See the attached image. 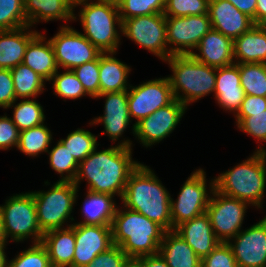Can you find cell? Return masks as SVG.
I'll use <instances>...</instances> for the list:
<instances>
[{
  "label": "cell",
  "mask_w": 266,
  "mask_h": 267,
  "mask_svg": "<svg viewBox=\"0 0 266 267\" xmlns=\"http://www.w3.org/2000/svg\"><path fill=\"white\" fill-rule=\"evenodd\" d=\"M97 150L98 147L78 164L73 183L80 190L81 182L86 181V190L121 200L128 177L140 161L133 159V149L116 144Z\"/></svg>",
  "instance_id": "1"
},
{
  "label": "cell",
  "mask_w": 266,
  "mask_h": 267,
  "mask_svg": "<svg viewBox=\"0 0 266 267\" xmlns=\"http://www.w3.org/2000/svg\"><path fill=\"white\" fill-rule=\"evenodd\" d=\"M171 196L152 168L140 162L128 177L121 204L170 231L173 230Z\"/></svg>",
  "instance_id": "2"
},
{
  "label": "cell",
  "mask_w": 266,
  "mask_h": 267,
  "mask_svg": "<svg viewBox=\"0 0 266 267\" xmlns=\"http://www.w3.org/2000/svg\"><path fill=\"white\" fill-rule=\"evenodd\" d=\"M78 20L82 34L102 53H118L122 22L116 0H74L73 22Z\"/></svg>",
  "instance_id": "3"
},
{
  "label": "cell",
  "mask_w": 266,
  "mask_h": 267,
  "mask_svg": "<svg viewBox=\"0 0 266 267\" xmlns=\"http://www.w3.org/2000/svg\"><path fill=\"white\" fill-rule=\"evenodd\" d=\"M164 233L160 225L143 214L118 205L111 224L112 242L129 258L159 254Z\"/></svg>",
  "instance_id": "4"
},
{
  "label": "cell",
  "mask_w": 266,
  "mask_h": 267,
  "mask_svg": "<svg viewBox=\"0 0 266 267\" xmlns=\"http://www.w3.org/2000/svg\"><path fill=\"white\" fill-rule=\"evenodd\" d=\"M215 189L263 210L266 188V164L261 152L253 151L239 164L218 174Z\"/></svg>",
  "instance_id": "5"
},
{
  "label": "cell",
  "mask_w": 266,
  "mask_h": 267,
  "mask_svg": "<svg viewBox=\"0 0 266 267\" xmlns=\"http://www.w3.org/2000/svg\"><path fill=\"white\" fill-rule=\"evenodd\" d=\"M164 63L172 71L167 77L175 99L187 108L203 97H214L217 68L197 61L191 54L172 55Z\"/></svg>",
  "instance_id": "6"
},
{
  "label": "cell",
  "mask_w": 266,
  "mask_h": 267,
  "mask_svg": "<svg viewBox=\"0 0 266 267\" xmlns=\"http://www.w3.org/2000/svg\"><path fill=\"white\" fill-rule=\"evenodd\" d=\"M31 192L36 205L38 224L43 233L67 228L75 222L72 213L77 205L79 189L73 182L57 180L47 191Z\"/></svg>",
  "instance_id": "7"
},
{
  "label": "cell",
  "mask_w": 266,
  "mask_h": 267,
  "mask_svg": "<svg viewBox=\"0 0 266 267\" xmlns=\"http://www.w3.org/2000/svg\"><path fill=\"white\" fill-rule=\"evenodd\" d=\"M0 214L7 244L23 243L30 239L32 244L41 243L44 233L38 224L36 205L31 191L7 197L4 204L0 205Z\"/></svg>",
  "instance_id": "8"
},
{
  "label": "cell",
  "mask_w": 266,
  "mask_h": 267,
  "mask_svg": "<svg viewBox=\"0 0 266 267\" xmlns=\"http://www.w3.org/2000/svg\"><path fill=\"white\" fill-rule=\"evenodd\" d=\"M204 168L195 169L184 181L177 198L171 197L173 230L180 224L206 212L215 189V178L208 180Z\"/></svg>",
  "instance_id": "9"
},
{
  "label": "cell",
  "mask_w": 266,
  "mask_h": 267,
  "mask_svg": "<svg viewBox=\"0 0 266 267\" xmlns=\"http://www.w3.org/2000/svg\"><path fill=\"white\" fill-rule=\"evenodd\" d=\"M121 32L123 37L163 62L172 56L168 51L166 16L163 13L124 19Z\"/></svg>",
  "instance_id": "10"
},
{
  "label": "cell",
  "mask_w": 266,
  "mask_h": 267,
  "mask_svg": "<svg viewBox=\"0 0 266 267\" xmlns=\"http://www.w3.org/2000/svg\"><path fill=\"white\" fill-rule=\"evenodd\" d=\"M175 100L167 76L143 81L128 89V109L132 124L130 133L135 134V124Z\"/></svg>",
  "instance_id": "11"
},
{
  "label": "cell",
  "mask_w": 266,
  "mask_h": 267,
  "mask_svg": "<svg viewBox=\"0 0 266 267\" xmlns=\"http://www.w3.org/2000/svg\"><path fill=\"white\" fill-rule=\"evenodd\" d=\"M59 69L72 70L97 59L102 52L83 34L70 26H60L49 38Z\"/></svg>",
  "instance_id": "12"
},
{
  "label": "cell",
  "mask_w": 266,
  "mask_h": 267,
  "mask_svg": "<svg viewBox=\"0 0 266 267\" xmlns=\"http://www.w3.org/2000/svg\"><path fill=\"white\" fill-rule=\"evenodd\" d=\"M248 207L251 206L237 198L213 190L206 213L214 234L221 242H228L243 229Z\"/></svg>",
  "instance_id": "13"
},
{
  "label": "cell",
  "mask_w": 266,
  "mask_h": 267,
  "mask_svg": "<svg viewBox=\"0 0 266 267\" xmlns=\"http://www.w3.org/2000/svg\"><path fill=\"white\" fill-rule=\"evenodd\" d=\"M101 98L105 101L103 115L94 117L88 125L101 124L104 130L98 136L105 134L111 143L133 149L132 140L123 138L126 129L132 124L128 109V91L99 94L95 99Z\"/></svg>",
  "instance_id": "14"
},
{
  "label": "cell",
  "mask_w": 266,
  "mask_h": 267,
  "mask_svg": "<svg viewBox=\"0 0 266 267\" xmlns=\"http://www.w3.org/2000/svg\"><path fill=\"white\" fill-rule=\"evenodd\" d=\"M212 29L209 14L184 17L166 16L168 51L171 55L191 54L201 38Z\"/></svg>",
  "instance_id": "15"
},
{
  "label": "cell",
  "mask_w": 266,
  "mask_h": 267,
  "mask_svg": "<svg viewBox=\"0 0 266 267\" xmlns=\"http://www.w3.org/2000/svg\"><path fill=\"white\" fill-rule=\"evenodd\" d=\"M186 111L187 107L175 99L135 124V139L146 149L159 144L176 130Z\"/></svg>",
  "instance_id": "16"
},
{
  "label": "cell",
  "mask_w": 266,
  "mask_h": 267,
  "mask_svg": "<svg viewBox=\"0 0 266 267\" xmlns=\"http://www.w3.org/2000/svg\"><path fill=\"white\" fill-rule=\"evenodd\" d=\"M238 267H264L266 265V214L248 228L242 229L227 242Z\"/></svg>",
  "instance_id": "17"
},
{
  "label": "cell",
  "mask_w": 266,
  "mask_h": 267,
  "mask_svg": "<svg viewBox=\"0 0 266 267\" xmlns=\"http://www.w3.org/2000/svg\"><path fill=\"white\" fill-rule=\"evenodd\" d=\"M112 245L111 226L75 224L73 267H85Z\"/></svg>",
  "instance_id": "18"
},
{
  "label": "cell",
  "mask_w": 266,
  "mask_h": 267,
  "mask_svg": "<svg viewBox=\"0 0 266 267\" xmlns=\"http://www.w3.org/2000/svg\"><path fill=\"white\" fill-rule=\"evenodd\" d=\"M208 14L212 29L232 40L246 33L254 25L250 17L227 0H209Z\"/></svg>",
  "instance_id": "19"
},
{
  "label": "cell",
  "mask_w": 266,
  "mask_h": 267,
  "mask_svg": "<svg viewBox=\"0 0 266 267\" xmlns=\"http://www.w3.org/2000/svg\"><path fill=\"white\" fill-rule=\"evenodd\" d=\"M214 98L223 111L233 113V116L238 113L245 98V92L241 87L237 64L217 68Z\"/></svg>",
  "instance_id": "20"
},
{
  "label": "cell",
  "mask_w": 266,
  "mask_h": 267,
  "mask_svg": "<svg viewBox=\"0 0 266 267\" xmlns=\"http://www.w3.org/2000/svg\"><path fill=\"white\" fill-rule=\"evenodd\" d=\"M174 231L190 245L201 260L221 242L214 234L206 212L178 225Z\"/></svg>",
  "instance_id": "21"
},
{
  "label": "cell",
  "mask_w": 266,
  "mask_h": 267,
  "mask_svg": "<svg viewBox=\"0 0 266 267\" xmlns=\"http://www.w3.org/2000/svg\"><path fill=\"white\" fill-rule=\"evenodd\" d=\"M191 55L197 61L213 68L233 65V40L219 31L211 29L201 38L196 50Z\"/></svg>",
  "instance_id": "22"
},
{
  "label": "cell",
  "mask_w": 266,
  "mask_h": 267,
  "mask_svg": "<svg viewBox=\"0 0 266 267\" xmlns=\"http://www.w3.org/2000/svg\"><path fill=\"white\" fill-rule=\"evenodd\" d=\"M24 13L28 25L33 28L40 22L54 20L64 21L60 26H69L73 21L74 0H24Z\"/></svg>",
  "instance_id": "23"
},
{
  "label": "cell",
  "mask_w": 266,
  "mask_h": 267,
  "mask_svg": "<svg viewBox=\"0 0 266 267\" xmlns=\"http://www.w3.org/2000/svg\"><path fill=\"white\" fill-rule=\"evenodd\" d=\"M38 33L29 25L0 31V68L12 69L22 63L29 42Z\"/></svg>",
  "instance_id": "24"
},
{
  "label": "cell",
  "mask_w": 266,
  "mask_h": 267,
  "mask_svg": "<svg viewBox=\"0 0 266 267\" xmlns=\"http://www.w3.org/2000/svg\"><path fill=\"white\" fill-rule=\"evenodd\" d=\"M41 244L47 250L52 267H73L75 224L44 233Z\"/></svg>",
  "instance_id": "25"
},
{
  "label": "cell",
  "mask_w": 266,
  "mask_h": 267,
  "mask_svg": "<svg viewBox=\"0 0 266 267\" xmlns=\"http://www.w3.org/2000/svg\"><path fill=\"white\" fill-rule=\"evenodd\" d=\"M115 52L102 53L99 56L100 94L128 91V80L132 67L122 62Z\"/></svg>",
  "instance_id": "26"
},
{
  "label": "cell",
  "mask_w": 266,
  "mask_h": 267,
  "mask_svg": "<svg viewBox=\"0 0 266 267\" xmlns=\"http://www.w3.org/2000/svg\"><path fill=\"white\" fill-rule=\"evenodd\" d=\"M22 63L47 82L59 70L52 44L41 32L29 42Z\"/></svg>",
  "instance_id": "27"
},
{
  "label": "cell",
  "mask_w": 266,
  "mask_h": 267,
  "mask_svg": "<svg viewBox=\"0 0 266 267\" xmlns=\"http://www.w3.org/2000/svg\"><path fill=\"white\" fill-rule=\"evenodd\" d=\"M234 63H266V25H253L233 40Z\"/></svg>",
  "instance_id": "28"
},
{
  "label": "cell",
  "mask_w": 266,
  "mask_h": 267,
  "mask_svg": "<svg viewBox=\"0 0 266 267\" xmlns=\"http://www.w3.org/2000/svg\"><path fill=\"white\" fill-rule=\"evenodd\" d=\"M80 207L82 221L74 224L111 226L118 208L114 196L86 190Z\"/></svg>",
  "instance_id": "29"
},
{
  "label": "cell",
  "mask_w": 266,
  "mask_h": 267,
  "mask_svg": "<svg viewBox=\"0 0 266 267\" xmlns=\"http://www.w3.org/2000/svg\"><path fill=\"white\" fill-rule=\"evenodd\" d=\"M159 254L169 267H201L202 260L174 230L165 231Z\"/></svg>",
  "instance_id": "30"
},
{
  "label": "cell",
  "mask_w": 266,
  "mask_h": 267,
  "mask_svg": "<svg viewBox=\"0 0 266 267\" xmlns=\"http://www.w3.org/2000/svg\"><path fill=\"white\" fill-rule=\"evenodd\" d=\"M17 99H33L46 91V80L28 66L20 63L11 69Z\"/></svg>",
  "instance_id": "31"
},
{
  "label": "cell",
  "mask_w": 266,
  "mask_h": 267,
  "mask_svg": "<svg viewBox=\"0 0 266 267\" xmlns=\"http://www.w3.org/2000/svg\"><path fill=\"white\" fill-rule=\"evenodd\" d=\"M46 124L47 122L40 126L20 131L16 150L31 158L47 153L54 137L52 136V130Z\"/></svg>",
  "instance_id": "32"
},
{
  "label": "cell",
  "mask_w": 266,
  "mask_h": 267,
  "mask_svg": "<svg viewBox=\"0 0 266 267\" xmlns=\"http://www.w3.org/2000/svg\"><path fill=\"white\" fill-rule=\"evenodd\" d=\"M10 108L13 109V116L10 118L20 131L46 123V115L44 114L45 111L43 105H41L36 98L17 99L6 110Z\"/></svg>",
  "instance_id": "33"
},
{
  "label": "cell",
  "mask_w": 266,
  "mask_h": 267,
  "mask_svg": "<svg viewBox=\"0 0 266 267\" xmlns=\"http://www.w3.org/2000/svg\"><path fill=\"white\" fill-rule=\"evenodd\" d=\"M245 95L266 97V63H237Z\"/></svg>",
  "instance_id": "34"
},
{
  "label": "cell",
  "mask_w": 266,
  "mask_h": 267,
  "mask_svg": "<svg viewBox=\"0 0 266 267\" xmlns=\"http://www.w3.org/2000/svg\"><path fill=\"white\" fill-rule=\"evenodd\" d=\"M59 141L67 147L78 163L83 161L100 145L97 142L98 136L84 128H77L71 131L65 138L59 139Z\"/></svg>",
  "instance_id": "35"
},
{
  "label": "cell",
  "mask_w": 266,
  "mask_h": 267,
  "mask_svg": "<svg viewBox=\"0 0 266 267\" xmlns=\"http://www.w3.org/2000/svg\"><path fill=\"white\" fill-rule=\"evenodd\" d=\"M49 157V166L57 174H59V181H71L73 182L78 169V162L75 160L72 154L68 151L59 140H57L55 146L49 148L47 151Z\"/></svg>",
  "instance_id": "36"
},
{
  "label": "cell",
  "mask_w": 266,
  "mask_h": 267,
  "mask_svg": "<svg viewBox=\"0 0 266 267\" xmlns=\"http://www.w3.org/2000/svg\"><path fill=\"white\" fill-rule=\"evenodd\" d=\"M60 71L59 69L48 81L52 82L53 95L65 99V102L66 99L76 100L89 96L72 70Z\"/></svg>",
  "instance_id": "37"
},
{
  "label": "cell",
  "mask_w": 266,
  "mask_h": 267,
  "mask_svg": "<svg viewBox=\"0 0 266 267\" xmlns=\"http://www.w3.org/2000/svg\"><path fill=\"white\" fill-rule=\"evenodd\" d=\"M5 267H52L46 248L41 243L30 244L28 248L17 252Z\"/></svg>",
  "instance_id": "38"
},
{
  "label": "cell",
  "mask_w": 266,
  "mask_h": 267,
  "mask_svg": "<svg viewBox=\"0 0 266 267\" xmlns=\"http://www.w3.org/2000/svg\"><path fill=\"white\" fill-rule=\"evenodd\" d=\"M121 22L136 16L163 13L165 0H116Z\"/></svg>",
  "instance_id": "39"
},
{
  "label": "cell",
  "mask_w": 266,
  "mask_h": 267,
  "mask_svg": "<svg viewBox=\"0 0 266 267\" xmlns=\"http://www.w3.org/2000/svg\"><path fill=\"white\" fill-rule=\"evenodd\" d=\"M237 129L252 136L255 142L260 143L254 151H266V110L264 112L251 113V117L235 118ZM264 143V144H262Z\"/></svg>",
  "instance_id": "40"
},
{
  "label": "cell",
  "mask_w": 266,
  "mask_h": 267,
  "mask_svg": "<svg viewBox=\"0 0 266 267\" xmlns=\"http://www.w3.org/2000/svg\"><path fill=\"white\" fill-rule=\"evenodd\" d=\"M28 26L24 0H0V31Z\"/></svg>",
  "instance_id": "41"
},
{
  "label": "cell",
  "mask_w": 266,
  "mask_h": 267,
  "mask_svg": "<svg viewBox=\"0 0 266 267\" xmlns=\"http://www.w3.org/2000/svg\"><path fill=\"white\" fill-rule=\"evenodd\" d=\"M209 0H165L163 14L170 17L208 14Z\"/></svg>",
  "instance_id": "42"
},
{
  "label": "cell",
  "mask_w": 266,
  "mask_h": 267,
  "mask_svg": "<svg viewBox=\"0 0 266 267\" xmlns=\"http://www.w3.org/2000/svg\"><path fill=\"white\" fill-rule=\"evenodd\" d=\"M82 83L89 98L95 99L100 94L99 57L72 69Z\"/></svg>",
  "instance_id": "43"
},
{
  "label": "cell",
  "mask_w": 266,
  "mask_h": 267,
  "mask_svg": "<svg viewBox=\"0 0 266 267\" xmlns=\"http://www.w3.org/2000/svg\"><path fill=\"white\" fill-rule=\"evenodd\" d=\"M201 267H238L231 246L220 242L213 251L202 259Z\"/></svg>",
  "instance_id": "44"
},
{
  "label": "cell",
  "mask_w": 266,
  "mask_h": 267,
  "mask_svg": "<svg viewBox=\"0 0 266 267\" xmlns=\"http://www.w3.org/2000/svg\"><path fill=\"white\" fill-rule=\"evenodd\" d=\"M128 258L118 245L113 244L106 251L97 255L85 267H122Z\"/></svg>",
  "instance_id": "45"
},
{
  "label": "cell",
  "mask_w": 266,
  "mask_h": 267,
  "mask_svg": "<svg viewBox=\"0 0 266 267\" xmlns=\"http://www.w3.org/2000/svg\"><path fill=\"white\" fill-rule=\"evenodd\" d=\"M20 130L5 113L0 116V150H11L17 148Z\"/></svg>",
  "instance_id": "46"
},
{
  "label": "cell",
  "mask_w": 266,
  "mask_h": 267,
  "mask_svg": "<svg viewBox=\"0 0 266 267\" xmlns=\"http://www.w3.org/2000/svg\"><path fill=\"white\" fill-rule=\"evenodd\" d=\"M16 101L11 69L0 68V108L7 109Z\"/></svg>",
  "instance_id": "47"
},
{
  "label": "cell",
  "mask_w": 266,
  "mask_h": 267,
  "mask_svg": "<svg viewBox=\"0 0 266 267\" xmlns=\"http://www.w3.org/2000/svg\"><path fill=\"white\" fill-rule=\"evenodd\" d=\"M266 110V97L245 95L240 110L234 118L251 117V113L264 112Z\"/></svg>",
  "instance_id": "48"
},
{
  "label": "cell",
  "mask_w": 266,
  "mask_h": 267,
  "mask_svg": "<svg viewBox=\"0 0 266 267\" xmlns=\"http://www.w3.org/2000/svg\"><path fill=\"white\" fill-rule=\"evenodd\" d=\"M231 2L239 11L250 17L255 24V13L257 0H227Z\"/></svg>",
  "instance_id": "49"
},
{
  "label": "cell",
  "mask_w": 266,
  "mask_h": 267,
  "mask_svg": "<svg viewBox=\"0 0 266 267\" xmlns=\"http://www.w3.org/2000/svg\"><path fill=\"white\" fill-rule=\"evenodd\" d=\"M138 259L142 267H169L160 254L142 256Z\"/></svg>",
  "instance_id": "50"
},
{
  "label": "cell",
  "mask_w": 266,
  "mask_h": 267,
  "mask_svg": "<svg viewBox=\"0 0 266 267\" xmlns=\"http://www.w3.org/2000/svg\"><path fill=\"white\" fill-rule=\"evenodd\" d=\"M255 25H266V0H257Z\"/></svg>",
  "instance_id": "51"
},
{
  "label": "cell",
  "mask_w": 266,
  "mask_h": 267,
  "mask_svg": "<svg viewBox=\"0 0 266 267\" xmlns=\"http://www.w3.org/2000/svg\"><path fill=\"white\" fill-rule=\"evenodd\" d=\"M7 245H0V267H5L7 260Z\"/></svg>",
  "instance_id": "52"
},
{
  "label": "cell",
  "mask_w": 266,
  "mask_h": 267,
  "mask_svg": "<svg viewBox=\"0 0 266 267\" xmlns=\"http://www.w3.org/2000/svg\"><path fill=\"white\" fill-rule=\"evenodd\" d=\"M122 267H142L138 258H128Z\"/></svg>",
  "instance_id": "53"
},
{
  "label": "cell",
  "mask_w": 266,
  "mask_h": 267,
  "mask_svg": "<svg viewBox=\"0 0 266 267\" xmlns=\"http://www.w3.org/2000/svg\"><path fill=\"white\" fill-rule=\"evenodd\" d=\"M0 245H8L3 235L1 214H0Z\"/></svg>",
  "instance_id": "54"
},
{
  "label": "cell",
  "mask_w": 266,
  "mask_h": 267,
  "mask_svg": "<svg viewBox=\"0 0 266 267\" xmlns=\"http://www.w3.org/2000/svg\"><path fill=\"white\" fill-rule=\"evenodd\" d=\"M264 160H265V164H266V151L262 153Z\"/></svg>",
  "instance_id": "55"
}]
</instances>
